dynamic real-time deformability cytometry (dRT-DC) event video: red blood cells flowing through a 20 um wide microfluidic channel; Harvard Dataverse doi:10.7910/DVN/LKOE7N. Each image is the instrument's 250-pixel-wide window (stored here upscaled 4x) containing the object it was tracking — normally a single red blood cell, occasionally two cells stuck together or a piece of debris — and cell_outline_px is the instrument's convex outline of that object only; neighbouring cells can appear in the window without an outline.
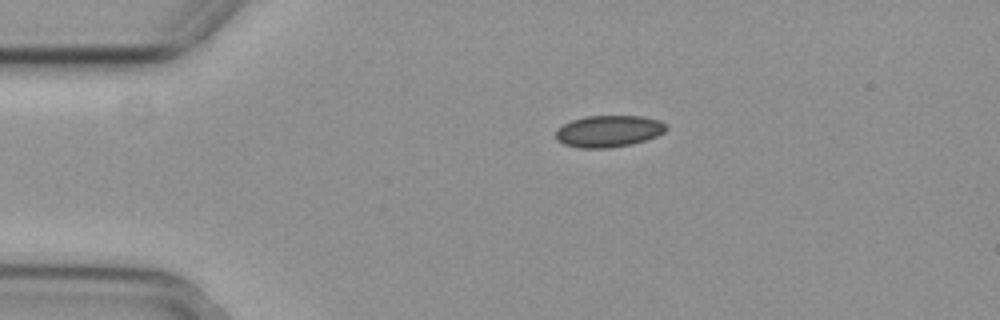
{"species": "common noctule bat (a hibernating species)", "species_latin": "Nyctalus noctula", "temperature_condition": "cold", "stored_images_in_passage": 4, "camera_frame_rate_fps": 3000, "um_per_image_px": 0.085, "animal": {"sex": "female", "body_mass_g": 29.2, "forearm_length_mm": 56.3}, "frame": {"image": 1, "passage_image": 1, "time_ms": 0.0, "image_size_px": [1000, 320], "cell_outline_px": [[668, 128], [664, 132], [656, 136], [632, 144], [608, 148], [580, 148], [564, 144], [556, 140], [556, 128], [572, 120], [584, 116], [644, 116], [660, 120], [668, 124]], "centroid_in_image_um": [51.74, 11.14], "position_along_channel_um": 33.3, "area_um2": 20.58}}
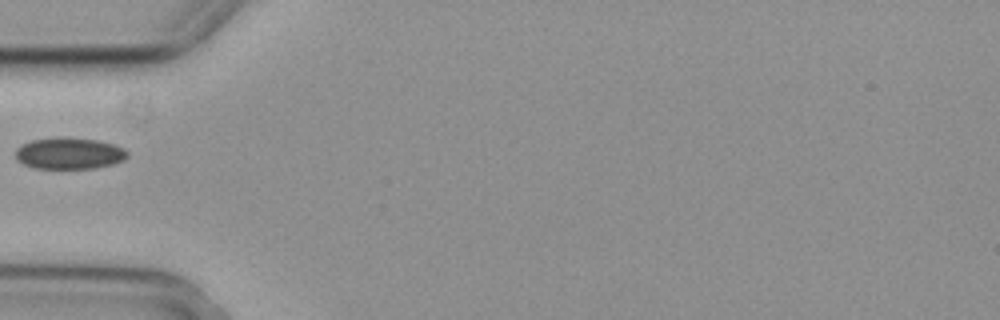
{"frame": {"image": 2, "passage_image": 3, "time_ms": 0.667, "image_size_px": [1000, 320], "cell_outline_px": [[128, 156], [124, 160], [112, 164], [96, 168], [36, 168], [24, 164], [16, 160], [16, 148], [20, 144], [32, 140], [56, 136], [60, 136], [96, 140], [112, 144], [124, 148], [128, 152]], "centroid_in_image_um": [5.86, 13.02], "position_along_channel_um": 79.1, "area_um2": 20.69}}
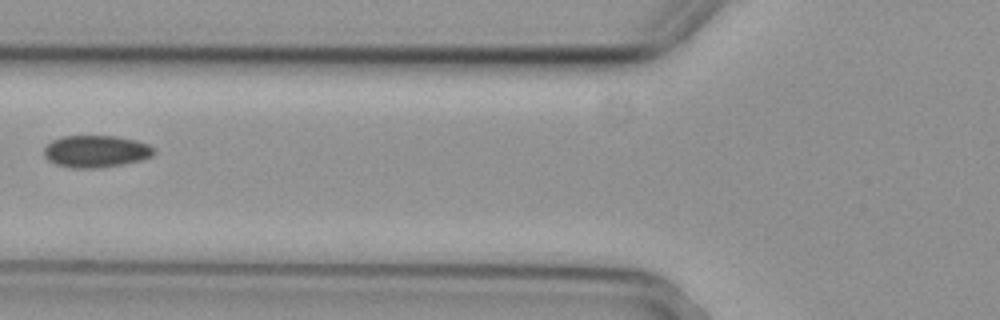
{"frame": {"image": 3, "passage_image": 4, "time_ms": 1.0, "image_size_px": [1000, 320], "cell_outline_px": [[156, 152], [152, 156], [140, 160], [100, 168], [72, 168], [56, 164], [48, 160], [44, 156], [44, 148], [52, 140], [64, 136], [116, 136], [136, 140], [148, 144]], "centroid_in_image_um": [8.14, 12.86], "position_along_channel_um": 117.7, "area_um2": 20.46}}